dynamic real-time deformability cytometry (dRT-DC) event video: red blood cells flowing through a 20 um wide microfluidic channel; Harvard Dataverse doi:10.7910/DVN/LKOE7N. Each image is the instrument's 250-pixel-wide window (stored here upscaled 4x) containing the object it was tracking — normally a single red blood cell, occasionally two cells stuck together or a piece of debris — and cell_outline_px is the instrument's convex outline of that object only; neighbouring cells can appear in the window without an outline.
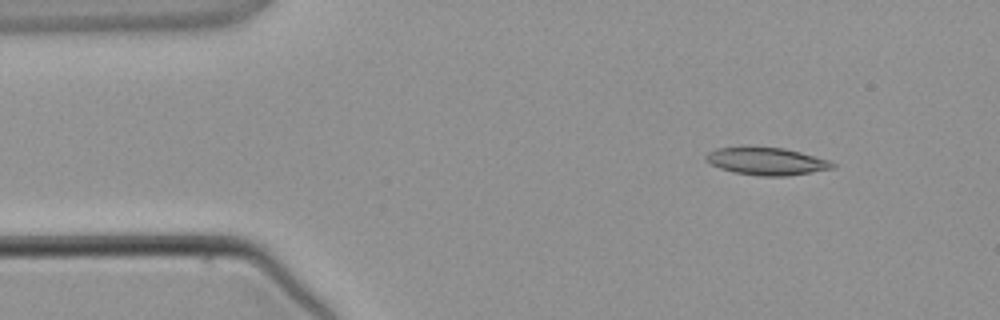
{"species": "common noctule bat (a hibernating species)", "species_latin": "Nyctalus noctula", "temperature_condition": "warm", "stored_images_in_passage": 3, "camera_frame_rate_fps": 3000, "um_per_image_px": 0.085, "animal": {"sex": "male", "body_mass_g": 21.5, "forearm_length_mm": 52.0}, "frame": {"image": 1, "passage_image": 1, "time_ms": 0.0, "image_size_px": [1000, 320], "cell_outline_px": [[836, 168], [788, 176], [760, 176], [732, 172], [720, 168], [704, 160], [704, 156], [708, 152], [716, 148], [744, 144], [784, 148], [800, 152], [828, 160], [836, 164]], "centroid_in_image_um": [65.1, 13.67], "position_along_channel_um": 19.9, "area_um2": 21.04}}
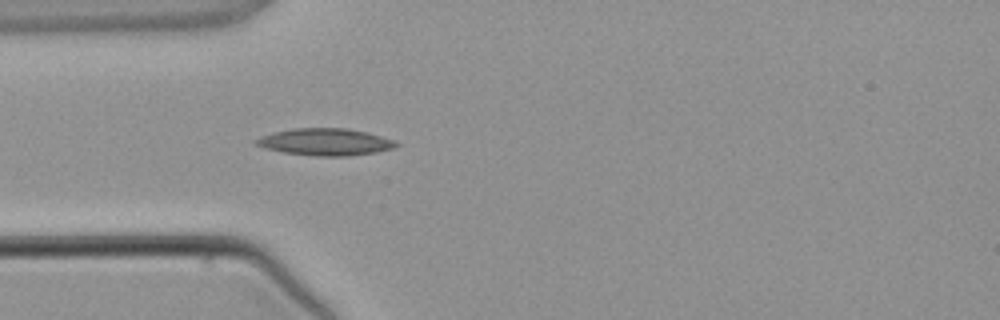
{"frame": {"image": 2, "passage_image": 3, "time_ms": 2.333, "image_size_px": [1000, 320], "cell_outline_px": [[400, 144], [392, 148], [376, 152], [348, 156], [316, 156], [284, 152], [264, 148], [256, 144], [252, 140], [260, 136], [272, 132], [292, 128], [348, 128], [368, 132], [392, 140]], "centroid_in_image_um": [27.6, 12.05], "position_along_channel_um": 57.4, "area_um2": 22.08}}